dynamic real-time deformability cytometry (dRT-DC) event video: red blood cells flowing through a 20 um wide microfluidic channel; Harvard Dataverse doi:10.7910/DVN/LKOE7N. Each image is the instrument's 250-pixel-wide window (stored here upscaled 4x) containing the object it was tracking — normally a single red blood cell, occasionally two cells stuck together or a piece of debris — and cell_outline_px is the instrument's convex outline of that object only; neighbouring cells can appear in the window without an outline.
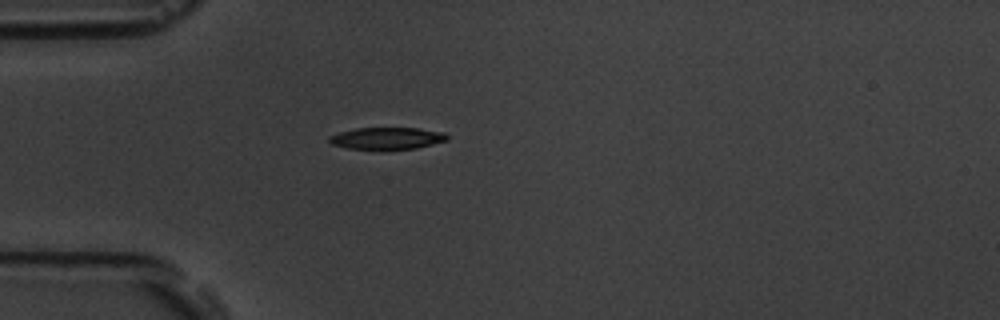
{"species": "common noctule bat (a hibernating species)", "species_latin": "Nyctalus noctula", "temperature_condition": "room temperature", "stored_images_in_passage": 40, "camera_frame_rate_fps": 3000, "um_per_image_px": 0.085, "animal": {"sex": "male", "body_mass_g": 19.5, "forearm_length_mm": 54.6}, "frame": {"image": 1, "passage_image": 1, "time_ms": 0.0, "image_size_px": [1000, 320], "cell_outline_px": [[448, 140], [416, 148], [384, 152], [380, 152], [344, 148], [332, 144], [328, 140], [328, 136], [340, 132], [356, 128], [420, 128], [444, 132], [448, 136]], "centroid_in_image_um": [32.86, 11.8], "position_along_channel_um": 52.1, "area_um2": 15.9}}
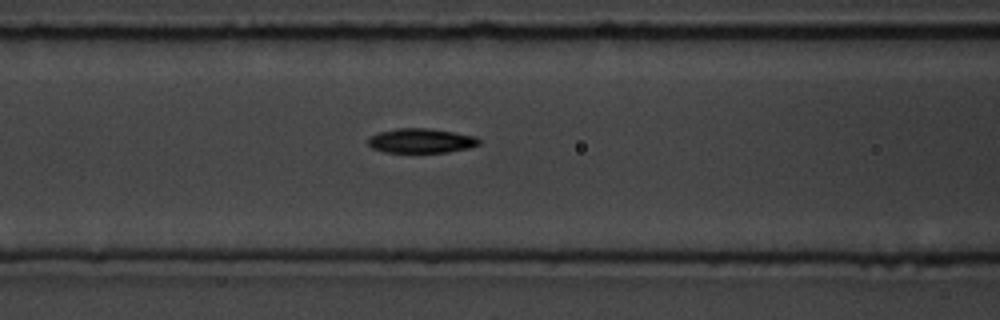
{"frame": {"image": 2, "passage_image": 8, "time_ms": 2.333, "image_size_px": [1000, 320], "cell_outline_px": [[480, 144], [468, 148], [448, 152], [384, 152], [372, 148], [368, 144], [368, 136], [380, 132], [400, 128], [428, 128], [476, 136], [480, 140]], "centroid_in_image_um": [35.78, 11.96], "position_along_channel_um": 130.8, "area_um2": 15.78}}
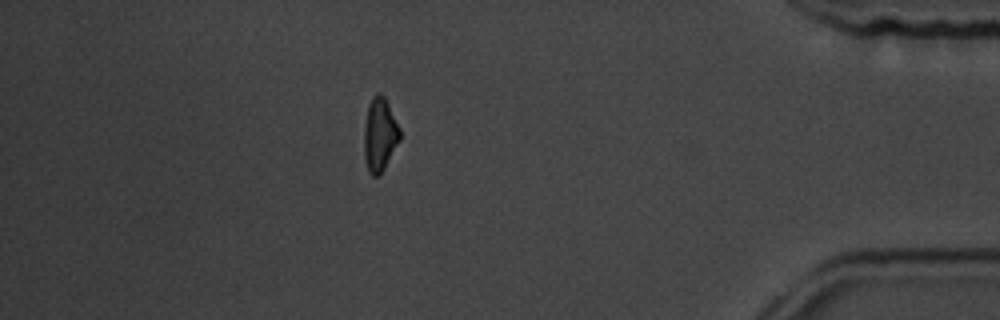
{"frame": {"image": 3, "passage_image": 33, "time_ms": 10.667, "image_size_px": [1000, 320], "cell_outline_px": [[400, 140], [384, 168], [376, 176], [372, 176], [368, 172], [364, 160], [364, 128], [368, 104], [372, 96], [376, 92], [380, 92], [384, 96], [400, 128]], "centroid_in_image_um": [32.26, 11.42], "position_along_channel_um": 402.9, "area_um2": 15.37}, "authors_computed_cell_mechanics": {"area_um2": 15.6927, "velocity_mm_per_s": 3.784, "shape_relaxation_time_tau1_ms": 2.1661, "shape_relaxation_time_tau2_ms": 5.1782, "deformation_change_tau1": 0.1421, "deformation_change_tau2": 0.1421}}